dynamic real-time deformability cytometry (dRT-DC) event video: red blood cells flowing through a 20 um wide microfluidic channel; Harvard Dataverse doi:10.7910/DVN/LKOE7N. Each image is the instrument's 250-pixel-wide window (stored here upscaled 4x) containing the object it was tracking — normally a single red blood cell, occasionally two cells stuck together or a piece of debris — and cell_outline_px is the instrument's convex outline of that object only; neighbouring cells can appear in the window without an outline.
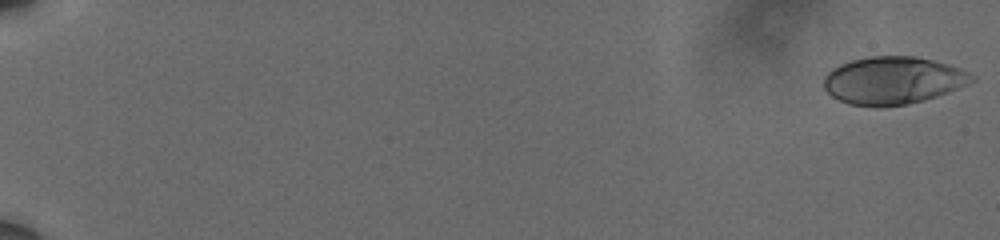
{"species": "human", "species_latin": "Homo sapiens", "temperature_condition": "cold", "stored_images_in_passage": 14, "camera_frame_rate_fps": 3000, "um_per_image_px": 0.085, "donor": {"sex": "male"}, "frame": {"image": 1, "passage_image": 1, "time_ms": 0.0, "image_size_px": [1000, 240], "cell_outline_px": [[976, 80], [968, 84], [948, 92], [924, 100], [904, 104], [848, 104], [832, 96], [824, 88], [824, 76], [832, 68], [840, 64], [852, 60], [868, 56], [916, 56], [948, 64], [960, 68], [976, 76]], "centroid_in_image_um": [75.93, 6.8], "position_along_channel_um": 9.1, "area_um2": 40.4}}
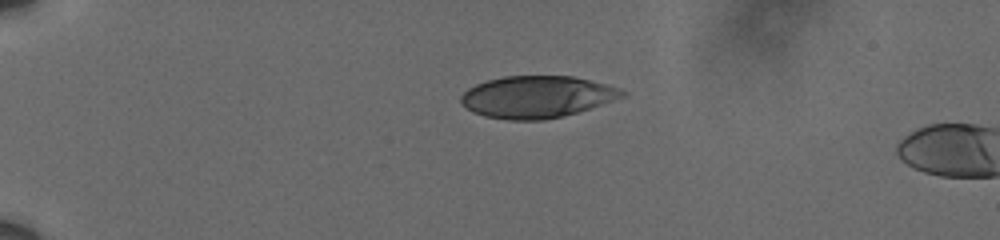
{"frame": {"image": 2, "passage_image": 12, "time_ms": 3.667, "image_size_px": [1000, 240], "cell_outline_px": [[628, 92], [624, 96], [576, 112], [544, 120], [508, 120], [484, 116], [472, 112], [460, 104], [460, 96], [468, 88], [476, 84], [488, 80], [504, 76], [572, 76], [620, 88]], "centroid_in_image_um": [45.57, 8.23], "position_along_channel_um": 39.4, "area_um2": 39.13}}